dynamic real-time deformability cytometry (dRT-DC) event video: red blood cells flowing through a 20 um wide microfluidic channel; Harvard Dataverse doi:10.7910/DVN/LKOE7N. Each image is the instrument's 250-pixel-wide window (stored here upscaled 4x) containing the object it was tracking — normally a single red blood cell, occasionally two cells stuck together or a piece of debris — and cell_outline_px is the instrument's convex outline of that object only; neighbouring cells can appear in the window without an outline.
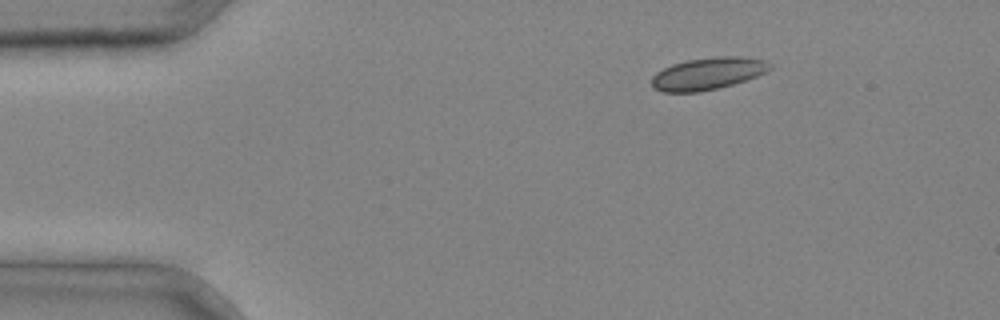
{"species": "common noctule bat (a hibernating species)", "species_latin": "Nyctalus noctula", "temperature_condition": "cold", "stored_images_in_passage": 3, "camera_frame_rate_fps": 3000, "um_per_image_px": 0.085, "animal": {"sex": "male", "body_mass_g": 20.4}, "frame": {"image": 1, "passage_image": 1, "time_ms": 0.0, "image_size_px": [1000, 320], "cell_outline_px": [[772, 68], [756, 76], [732, 84], [700, 92], [664, 92], [652, 88], [652, 76], [656, 72], [672, 64], [688, 60], [716, 56], [740, 56], [764, 60], [772, 64]], "centroid_in_image_um": [60.14, 6.25], "position_along_channel_um": 24.9, "area_um2": 22.02}}
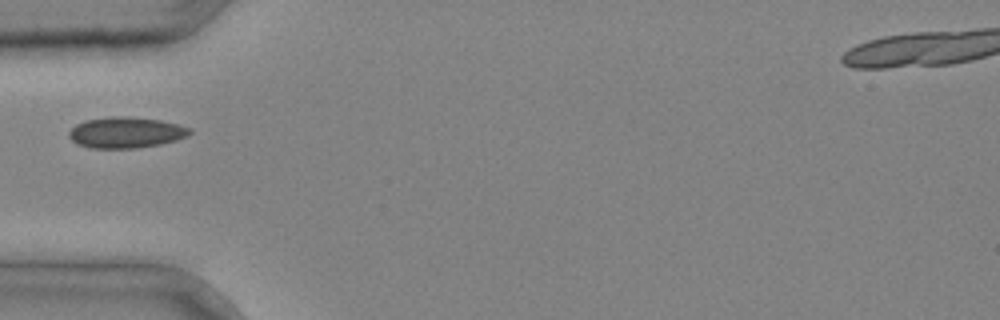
{"frame": {"image": 2, "passage_image": 3, "time_ms": 0.667, "image_size_px": [1000, 320], "cell_outline_px": [[192, 132], [188, 136], [176, 140], [160, 144], [136, 148], [88, 148], [76, 144], [68, 136], [68, 132], [76, 124], [84, 120], [112, 116], [128, 116], [160, 120], [180, 124], [192, 128]], "centroid_in_image_um": [10.71, 11.26], "position_along_channel_um": 74.3, "area_um2": 22.08}}